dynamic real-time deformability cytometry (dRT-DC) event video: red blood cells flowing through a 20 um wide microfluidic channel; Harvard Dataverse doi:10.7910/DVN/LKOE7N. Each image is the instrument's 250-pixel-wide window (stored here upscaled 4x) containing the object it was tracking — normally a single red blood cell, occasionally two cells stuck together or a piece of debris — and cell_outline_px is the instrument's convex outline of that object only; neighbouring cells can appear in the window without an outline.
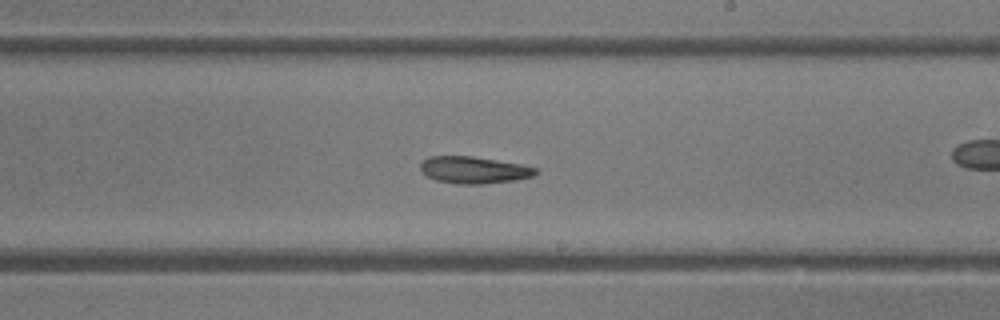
{"species": "common noctule bat (a hibernating species)", "species_latin": "Nyctalus noctula", "temperature_condition": "room temperature", "stored_images_in_passage": 41, "camera_frame_rate_fps": 3000, "um_per_image_px": 0.085, "animal": {"sex": "female"}, "frame": {"image": 1, "passage_image": 24, "time_ms": 7.667, "image_size_px": [1000, 320], "cell_outline_px": [[540, 172], [532, 176], [516, 180], [484, 184], [460, 184], [436, 180], [420, 172], [420, 164], [428, 156], [472, 156], [524, 164], [536, 168]], "centroid_in_image_um": [40.3, 14.44], "position_along_channel_um": 248.7, "area_um2": 18.26}}